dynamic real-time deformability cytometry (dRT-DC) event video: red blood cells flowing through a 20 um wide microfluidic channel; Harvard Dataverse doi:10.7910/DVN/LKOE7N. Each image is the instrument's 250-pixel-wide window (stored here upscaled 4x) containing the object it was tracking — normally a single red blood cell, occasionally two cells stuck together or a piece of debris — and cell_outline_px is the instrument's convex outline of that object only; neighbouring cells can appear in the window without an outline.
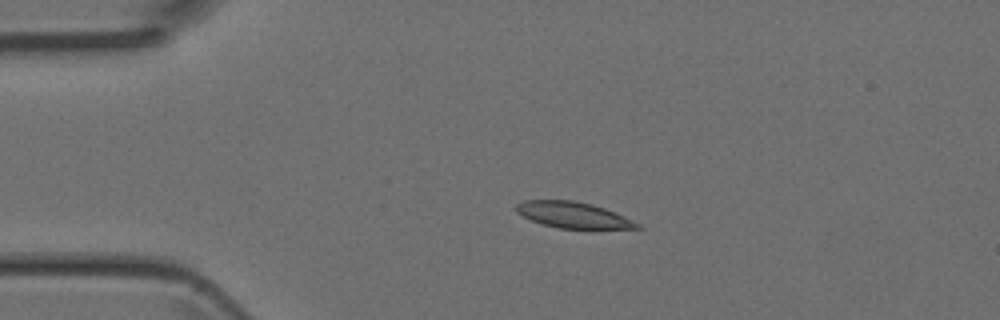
{"species": "Egyptian fruit bat (a non-hibernating species)", "species_latin": "Rousettus aegyptiacus", "temperature_condition": "room temperature", "stored_images_in_passage": 4, "camera_frame_rate_fps": 3000, "um_per_image_px": 0.085, "animal": {"sex": "female"}, "frame": {"image": 1, "passage_image": 3, "time_ms": 0.667, "image_size_px": [1000, 320], "cell_outline_px": [[644, 228], [560, 228], [544, 224], [532, 220], [516, 212], [516, 204], [524, 200], [572, 200], [592, 204], [616, 212], [640, 224]], "centroid_in_image_um": [48.72, 18.26], "position_along_channel_um": 36.3, "area_um2": 18.09}}